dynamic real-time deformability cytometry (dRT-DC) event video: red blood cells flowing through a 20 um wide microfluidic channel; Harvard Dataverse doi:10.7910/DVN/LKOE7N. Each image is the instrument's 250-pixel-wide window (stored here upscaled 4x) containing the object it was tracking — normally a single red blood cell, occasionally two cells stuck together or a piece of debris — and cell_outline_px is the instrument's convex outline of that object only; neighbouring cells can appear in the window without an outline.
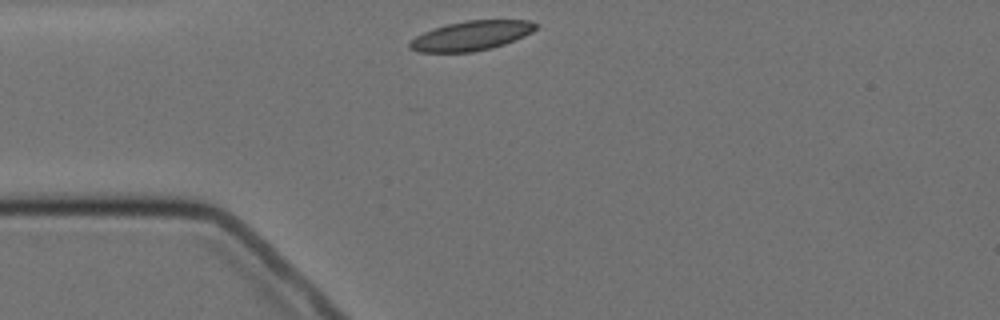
{"species": "Egyptian fruit bat (a non-hibernating species)", "species_latin": "Rousettus aegyptiacus", "temperature_condition": "cold", "stored_images_in_passage": 4, "camera_frame_rate_fps": 3000, "um_per_image_px": 0.085, "animal": {"sex": "female"}, "frame": {"image": 1, "passage_image": 1, "time_ms": 0.0, "image_size_px": [1000, 320], "cell_outline_px": [[536, 28], [532, 32], [524, 36], [504, 44], [492, 48], [472, 52], [416, 52], [408, 48], [408, 44], [416, 36], [424, 32], [448, 24], [464, 20], [532, 20], [536, 24]], "centroid_in_image_um": [40.05, 3.04], "position_along_channel_um": 45.0, "area_um2": 21.62}}
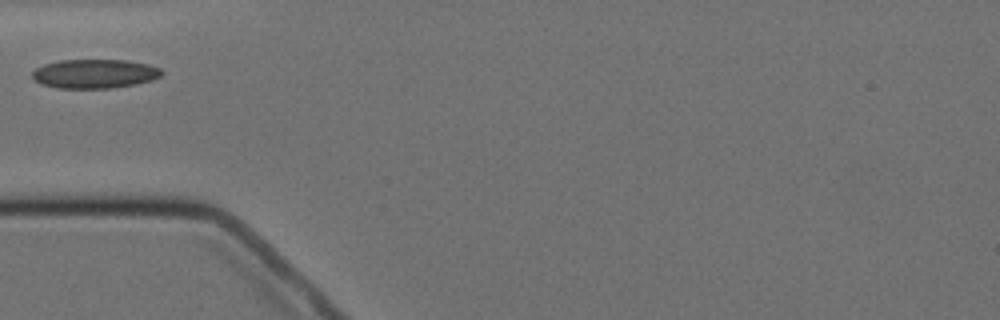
{"frame": {"image": 2, "passage_image": 2, "time_ms": 1.333, "image_size_px": [1000, 320], "cell_outline_px": [[164, 72], [160, 76], [152, 80], [136, 84], [112, 88], [56, 88], [40, 84], [32, 76], [32, 72], [36, 68], [44, 64], [60, 60], [128, 60], [148, 64], [160, 68]], "centroid_in_image_um": [8.05, 6.27], "position_along_channel_um": 76.9, "area_um2": 22.02}}
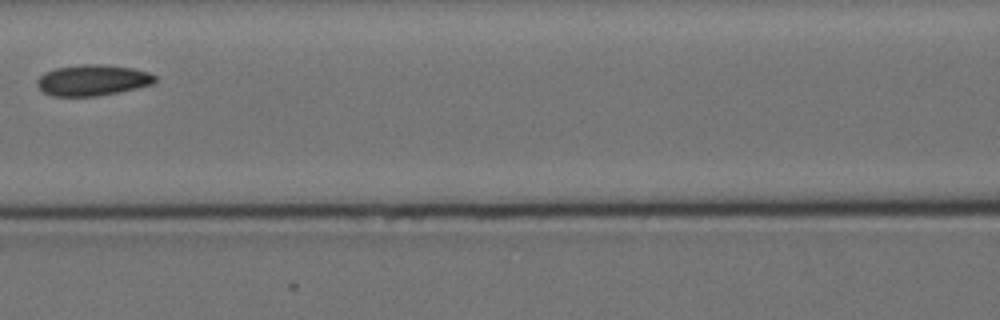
{"frame": {"image": 3, "passage_image": 4, "time_ms": 3.667, "image_size_px": [1000, 320], "cell_outline_px": [[156, 80], [152, 84], [136, 88], [96, 96], [52, 96], [44, 92], [36, 84], [36, 80], [44, 72], [56, 68], [80, 64], [100, 64], [132, 68], [148, 72], [156, 76]], "centroid_in_image_um": [7.84, 6.81], "position_along_channel_um": 158.8, "area_um2": 21.15}}